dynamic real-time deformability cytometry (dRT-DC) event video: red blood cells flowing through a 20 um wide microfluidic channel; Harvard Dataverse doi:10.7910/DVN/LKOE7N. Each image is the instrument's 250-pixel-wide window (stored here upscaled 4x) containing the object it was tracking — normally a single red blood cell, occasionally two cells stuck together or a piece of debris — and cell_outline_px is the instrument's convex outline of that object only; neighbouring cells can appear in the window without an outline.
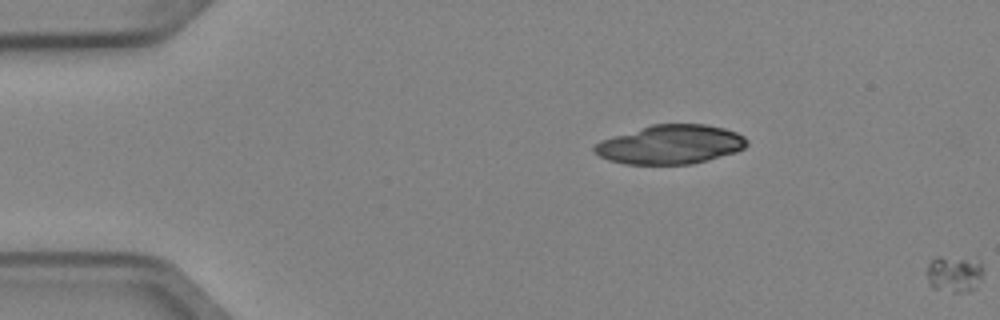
{"species": "Egyptian fruit bat (a non-hibernating species)", "species_latin": "Rousettus aegyptiacus", "temperature_condition": "cold", "stored_images_in_passage": 3, "segment_of_instrument_passage": [2, 2], "camera_frame_rate_fps": 3000, "um_per_image_px": 0.085, "animal": {"sex": "female"}, "frame": {"image": 1, "passage_image": 3, "time_ms": 0.667, "image_size_px": [1000, 320], "cell_outline_px": [[984, 272], [976, 288], [968, 292], [952, 292], [932, 288], [928, 284], [924, 272], [928, 264], [936, 256], [940, 256], [980, 260], [984, 268]], "centroid_in_image_um": [81.09, 23.28], "position_along_channel_um": 3.9, "area_um2": 12.54}}